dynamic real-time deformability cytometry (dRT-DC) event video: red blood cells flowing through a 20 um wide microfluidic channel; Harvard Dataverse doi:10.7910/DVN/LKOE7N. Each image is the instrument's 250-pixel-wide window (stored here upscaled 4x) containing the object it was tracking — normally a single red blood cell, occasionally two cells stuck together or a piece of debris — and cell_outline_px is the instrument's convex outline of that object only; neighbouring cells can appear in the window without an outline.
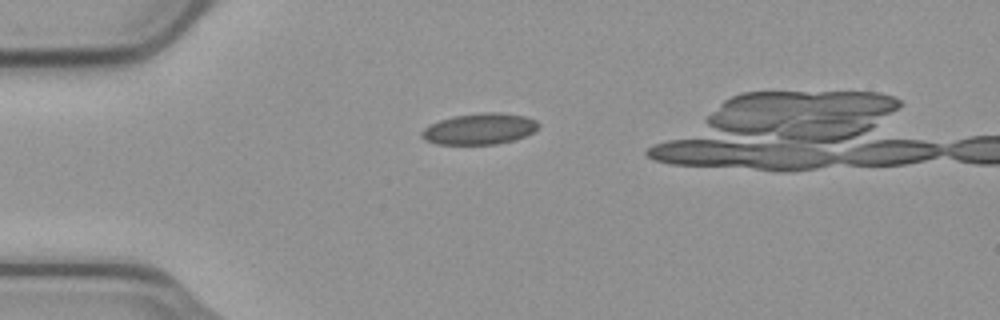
{"species": "common noctule bat (a hibernating species)", "species_latin": "Nyctalus noctula", "temperature_condition": "cold", "stored_images_in_passage": 32, "camera_frame_rate_fps": 3000, "um_per_image_px": 0.085, "animal": {"sex": "male", "body_mass_g": 23.1, "forearm_length_mm": 52.7}, "frame": {"image": 1, "passage_image": 1, "time_ms": 0.0, "image_size_px": [1000, 320], "cell_outline_px": [[540, 124], [532, 132], [524, 136], [512, 140], [496, 144], [436, 144], [424, 140], [420, 136], [420, 132], [428, 124], [452, 116], [484, 112], [500, 112], [524, 116], [536, 120]], "centroid_in_image_um": [40.7, 10.95], "position_along_channel_um": 44.3, "area_um2": 21.21}}
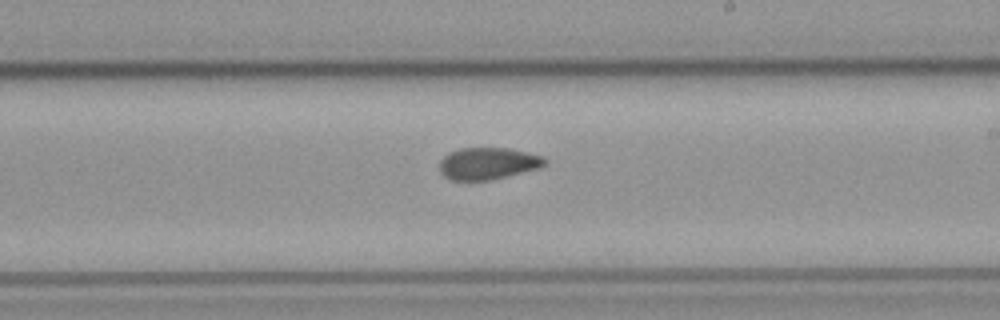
{"frame": {"image": 2, "passage_image": 19, "time_ms": 6.0, "image_size_px": [1000, 320], "cell_outline_px": [[548, 164], [540, 168], [488, 180], [452, 180], [444, 176], [440, 172], [440, 160], [448, 152], [460, 148], [508, 148], [528, 152], [544, 156], [548, 160]], "centroid_in_image_um": [41.5, 13.88], "position_along_channel_um": 247.5, "area_um2": 19.71}}
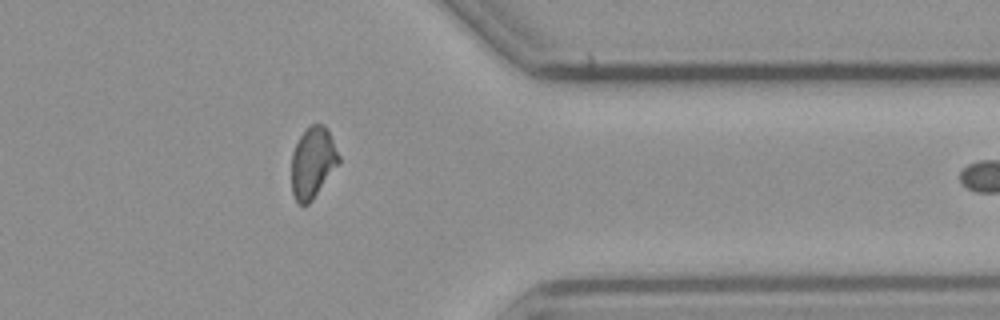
{"frame": {"image": 3, "passage_image": 31, "time_ms": 10.0, "image_size_px": [1000, 320], "cell_outline_px": [[340, 164], [312, 200], [308, 204], [300, 204], [296, 200], [292, 192], [292, 152], [300, 136], [312, 124], [324, 124], [328, 128], [340, 156]], "centroid_in_image_um": [26.62, 13.81], "position_along_channel_um": 384.8, "area_um2": 19.65}}